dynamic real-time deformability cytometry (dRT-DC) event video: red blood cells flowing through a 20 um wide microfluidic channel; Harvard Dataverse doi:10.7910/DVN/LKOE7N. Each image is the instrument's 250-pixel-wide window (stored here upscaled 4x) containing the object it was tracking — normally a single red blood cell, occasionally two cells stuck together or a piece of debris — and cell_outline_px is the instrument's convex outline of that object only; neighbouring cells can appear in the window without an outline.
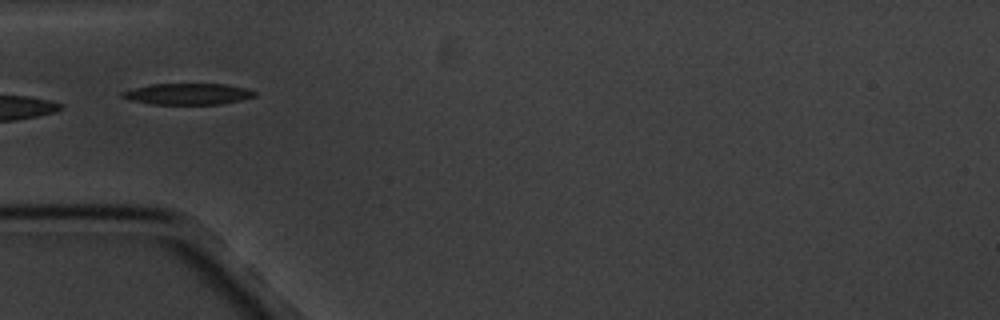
{"species": "common noctule bat (a hibernating species)", "species_latin": "Nyctalus noctula", "temperature_condition": "cold", "stored_images_in_passage": 6, "camera_frame_rate_fps": 3000, "um_per_image_px": 0.085, "animal": {"sex": "male", "body_mass_g": 20.1, "forearm_length_mm": 53.5}, "frame": {"image": 1, "passage_image": 5, "time_ms": 5.333, "image_size_px": [1000, 320], "cell_outline_px": [[256, 96], [240, 100], [220, 104], [152, 104], [128, 100], [120, 96], [120, 92], [132, 88], [152, 84], [224, 84], [244, 88], [256, 92]], "centroid_in_image_um": [15.9, 7.99], "position_along_channel_um": 69.1, "area_um2": 16.36}}
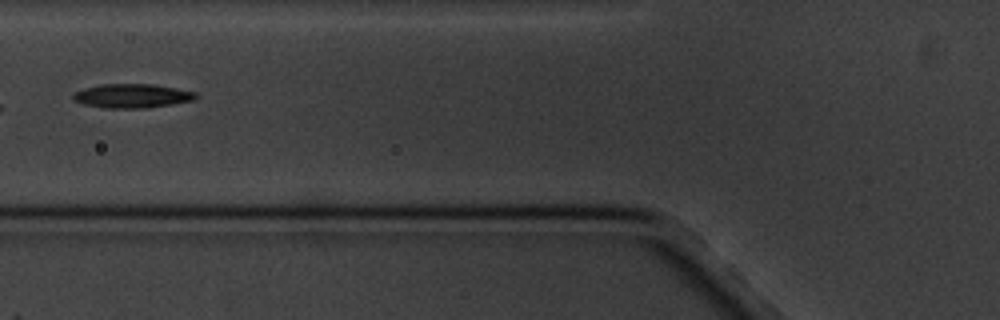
{"frame": {"image": 2, "passage_image": 6, "time_ms": 6.667, "image_size_px": [1000, 320], "cell_outline_px": [[196, 100], [172, 104], [144, 108], [104, 108], [84, 104], [72, 100], [72, 96], [76, 92], [84, 88], [100, 84], [152, 84], [176, 88], [196, 92]], "centroid_in_image_um": [11.22, 8.15], "position_along_channel_um": 114.6, "area_um2": 17.17}}